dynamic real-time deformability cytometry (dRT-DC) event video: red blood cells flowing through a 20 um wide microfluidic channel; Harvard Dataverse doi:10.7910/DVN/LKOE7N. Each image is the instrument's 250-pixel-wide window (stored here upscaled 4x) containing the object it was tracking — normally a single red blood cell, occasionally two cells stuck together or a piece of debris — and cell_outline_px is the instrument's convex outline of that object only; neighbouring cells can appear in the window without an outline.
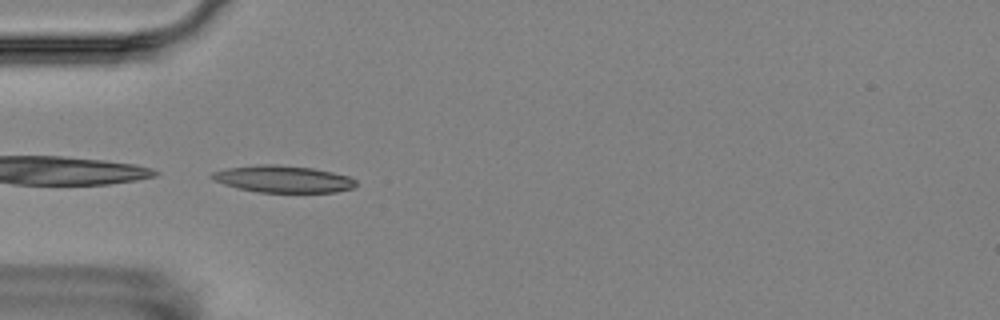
{"species": "Egyptian fruit bat (a non-hibernating species)", "species_latin": "Rousettus aegyptiacus", "temperature_condition": "room temperature", "stored_images_in_passage": 5, "camera_frame_rate_fps": 3000, "um_per_image_px": 0.085, "animal": {"sex": "female"}, "frame": {"image": 1, "passage_image": 4, "time_ms": 3.667, "image_size_px": [1000, 320], "cell_outline_px": [[356, 184], [352, 188], [336, 192], [256, 192], [236, 188], [212, 180], [208, 176], [212, 172], [228, 168], [256, 164], [276, 164], [312, 168], [332, 172], [348, 176], [356, 180]], "centroid_in_image_um": [24.01, 15.21], "position_along_channel_um": 61.0, "area_um2": 22.72}}